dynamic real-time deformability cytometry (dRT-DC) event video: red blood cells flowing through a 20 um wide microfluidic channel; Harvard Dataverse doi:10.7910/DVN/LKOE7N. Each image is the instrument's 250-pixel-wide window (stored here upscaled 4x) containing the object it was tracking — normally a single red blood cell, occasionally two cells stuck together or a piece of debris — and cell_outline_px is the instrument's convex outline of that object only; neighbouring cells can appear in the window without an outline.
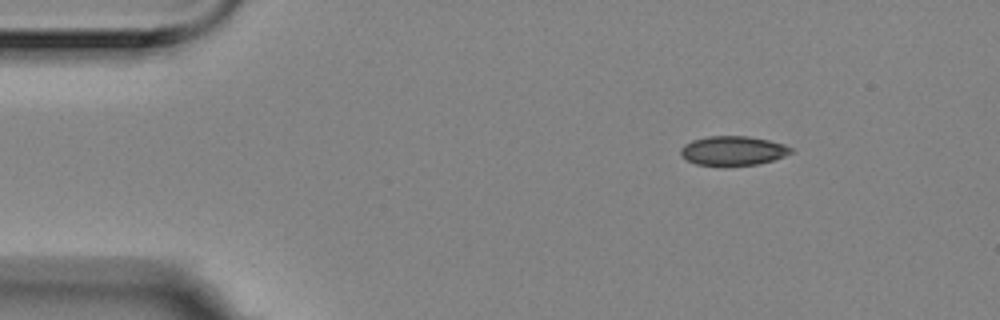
{"species": "Egyptian fruit bat (a non-hibernating species)", "species_latin": "Rousettus aegyptiacus", "temperature_condition": "room temperature", "stored_images_in_passage": 4, "camera_frame_rate_fps": 3000, "um_per_image_px": 0.085, "animal": {"sex": "female"}, "frame": {"image": 1, "passage_image": 1, "time_ms": 0.0, "image_size_px": [1000, 320], "cell_outline_px": [[796, 152], [772, 160], [756, 164], [720, 168], [696, 164], [688, 160], [680, 152], [680, 148], [684, 144], [692, 140], [708, 136], [748, 136], [768, 140], [784, 144], [792, 148]], "centroid_in_image_um": [62.3, 12.84], "position_along_channel_um": 22.7, "area_um2": 19.31}}
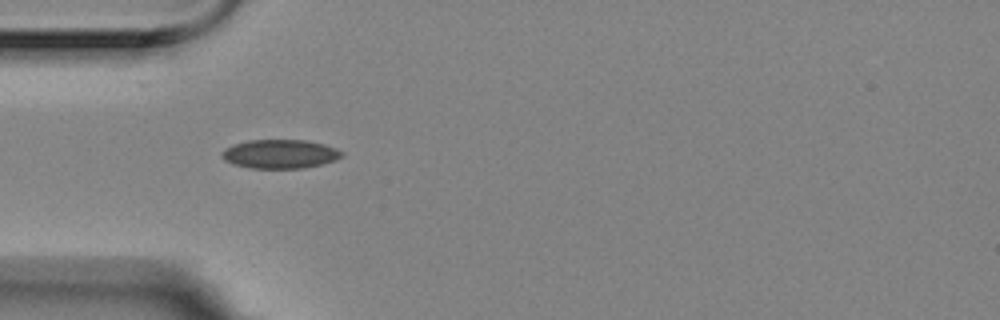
{"frame": {"image": 2, "passage_image": 3, "time_ms": 0.667, "image_size_px": [1000, 320], "cell_outline_px": [[344, 156], [336, 160], [304, 168], [248, 168], [232, 164], [224, 160], [220, 156], [220, 152], [224, 148], [232, 144], [248, 140], [304, 140], [324, 144], [336, 148], [344, 152]], "centroid_in_image_um": [23.76, 13.09], "position_along_channel_um": 61.2, "area_um2": 20.46}}
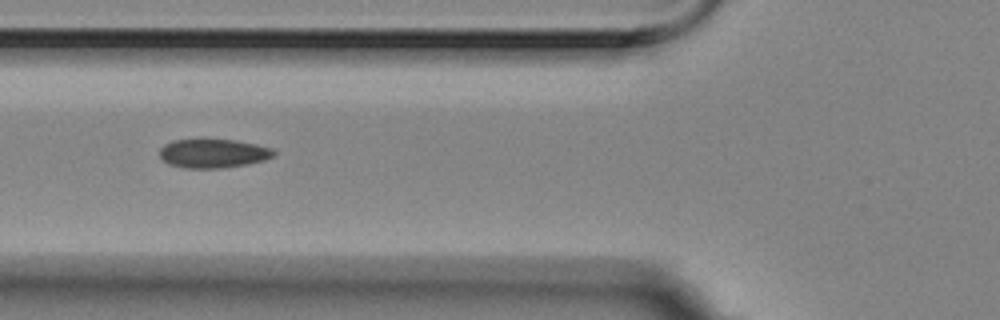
{"frame": {"image": 3, "passage_image": 4, "time_ms": 1.0, "image_size_px": [1000, 320], "cell_outline_px": [[276, 152], [272, 156], [264, 160], [248, 164], [224, 168], [184, 168], [168, 164], [160, 156], [160, 148], [164, 144], [172, 140], [200, 136], [236, 140], [256, 144], [272, 148]], "centroid_in_image_um": [18.08, 12.99], "position_along_channel_um": 107.7, "area_um2": 20.11}}